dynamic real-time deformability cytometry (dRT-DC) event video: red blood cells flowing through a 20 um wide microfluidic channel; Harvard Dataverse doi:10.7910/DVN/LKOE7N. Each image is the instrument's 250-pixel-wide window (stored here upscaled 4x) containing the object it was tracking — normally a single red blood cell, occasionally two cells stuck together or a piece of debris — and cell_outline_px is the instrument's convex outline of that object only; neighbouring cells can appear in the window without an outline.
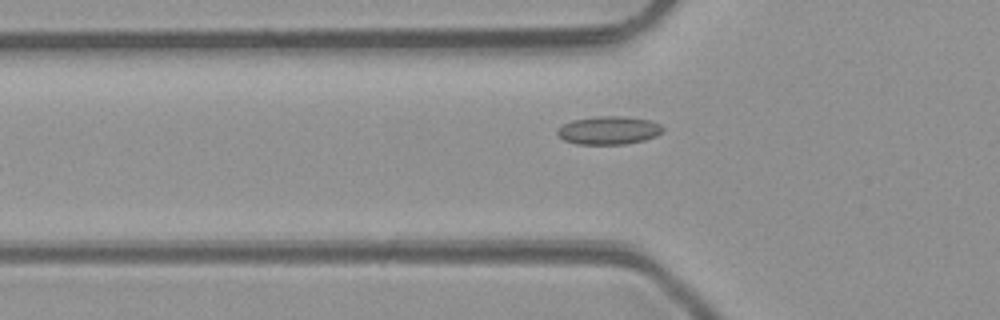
{"species": "common noctule bat (a hibernating species)", "species_latin": "Nyctalus noctula", "temperature_condition": "room temperature", "stored_images_in_passage": 5, "camera_frame_rate_fps": 3000, "um_per_image_px": 0.085, "animal": {"sex": "male", "body_mass_g": 23.1, "forearm_length_mm": 52.7}, "frame": {"image": 1, "passage_image": 5, "time_ms": 5.333, "image_size_px": [1000, 320], "cell_outline_px": [[664, 132], [656, 136], [644, 140], [624, 144], [576, 144], [564, 140], [556, 136], [556, 128], [572, 120], [596, 116], [624, 116], [648, 120], [660, 124], [664, 128]], "centroid_in_image_um": [51.71, 11.08], "position_along_channel_um": 74.1, "area_um2": 17.51}}